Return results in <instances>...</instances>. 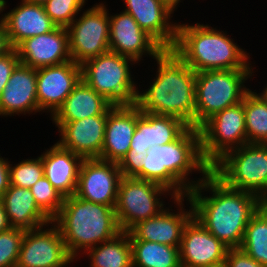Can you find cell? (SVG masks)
I'll return each instance as SVG.
<instances>
[{
  "label": "cell",
  "mask_w": 267,
  "mask_h": 267,
  "mask_svg": "<svg viewBox=\"0 0 267 267\" xmlns=\"http://www.w3.org/2000/svg\"><path fill=\"white\" fill-rule=\"evenodd\" d=\"M74 261L59 228L51 221L25 231L16 267H68Z\"/></svg>",
  "instance_id": "7c38bea8"
},
{
  "label": "cell",
  "mask_w": 267,
  "mask_h": 267,
  "mask_svg": "<svg viewBox=\"0 0 267 267\" xmlns=\"http://www.w3.org/2000/svg\"><path fill=\"white\" fill-rule=\"evenodd\" d=\"M155 62L156 77L148 89L138 90L135 104L140 111L174 116L195 128L196 72L172 50H163Z\"/></svg>",
  "instance_id": "3957f363"
},
{
  "label": "cell",
  "mask_w": 267,
  "mask_h": 267,
  "mask_svg": "<svg viewBox=\"0 0 267 267\" xmlns=\"http://www.w3.org/2000/svg\"><path fill=\"white\" fill-rule=\"evenodd\" d=\"M36 85L37 69L19 63L0 96V116L40 114Z\"/></svg>",
  "instance_id": "7402d4cb"
},
{
  "label": "cell",
  "mask_w": 267,
  "mask_h": 267,
  "mask_svg": "<svg viewBox=\"0 0 267 267\" xmlns=\"http://www.w3.org/2000/svg\"><path fill=\"white\" fill-rule=\"evenodd\" d=\"M24 234L14 227L0 232V267H16Z\"/></svg>",
  "instance_id": "e575fe53"
},
{
  "label": "cell",
  "mask_w": 267,
  "mask_h": 267,
  "mask_svg": "<svg viewBox=\"0 0 267 267\" xmlns=\"http://www.w3.org/2000/svg\"><path fill=\"white\" fill-rule=\"evenodd\" d=\"M9 161L10 185L22 188H31L39 179L44 176L42 159L37 158L23 159L16 165Z\"/></svg>",
  "instance_id": "1f68e13d"
},
{
  "label": "cell",
  "mask_w": 267,
  "mask_h": 267,
  "mask_svg": "<svg viewBox=\"0 0 267 267\" xmlns=\"http://www.w3.org/2000/svg\"><path fill=\"white\" fill-rule=\"evenodd\" d=\"M122 177L118 163L99 158L83 159L75 195L94 203L115 207Z\"/></svg>",
  "instance_id": "5bb4252c"
},
{
  "label": "cell",
  "mask_w": 267,
  "mask_h": 267,
  "mask_svg": "<svg viewBox=\"0 0 267 267\" xmlns=\"http://www.w3.org/2000/svg\"><path fill=\"white\" fill-rule=\"evenodd\" d=\"M20 63L34 69L71 61L69 33L65 27L22 41L16 48Z\"/></svg>",
  "instance_id": "d6986e66"
},
{
  "label": "cell",
  "mask_w": 267,
  "mask_h": 267,
  "mask_svg": "<svg viewBox=\"0 0 267 267\" xmlns=\"http://www.w3.org/2000/svg\"><path fill=\"white\" fill-rule=\"evenodd\" d=\"M228 247L213 236L196 218L185 225L181 245L182 267H211L224 265Z\"/></svg>",
  "instance_id": "e0dca14e"
},
{
  "label": "cell",
  "mask_w": 267,
  "mask_h": 267,
  "mask_svg": "<svg viewBox=\"0 0 267 267\" xmlns=\"http://www.w3.org/2000/svg\"><path fill=\"white\" fill-rule=\"evenodd\" d=\"M254 69L209 70L196 73L195 128L199 129L216 113L234 106L251 90L244 85Z\"/></svg>",
  "instance_id": "8992f818"
},
{
  "label": "cell",
  "mask_w": 267,
  "mask_h": 267,
  "mask_svg": "<svg viewBox=\"0 0 267 267\" xmlns=\"http://www.w3.org/2000/svg\"><path fill=\"white\" fill-rule=\"evenodd\" d=\"M250 90L243 99L248 143L267 144V103Z\"/></svg>",
  "instance_id": "4dcf8cb0"
},
{
  "label": "cell",
  "mask_w": 267,
  "mask_h": 267,
  "mask_svg": "<svg viewBox=\"0 0 267 267\" xmlns=\"http://www.w3.org/2000/svg\"><path fill=\"white\" fill-rule=\"evenodd\" d=\"M141 111L136 104L115 105L107 113L104 144L99 159L119 163L130 149Z\"/></svg>",
  "instance_id": "44dd1931"
},
{
  "label": "cell",
  "mask_w": 267,
  "mask_h": 267,
  "mask_svg": "<svg viewBox=\"0 0 267 267\" xmlns=\"http://www.w3.org/2000/svg\"><path fill=\"white\" fill-rule=\"evenodd\" d=\"M134 64L138 63L108 51L80 65L81 79L114 106L132 105L136 103L139 90L130 67Z\"/></svg>",
  "instance_id": "52a82bcc"
},
{
  "label": "cell",
  "mask_w": 267,
  "mask_h": 267,
  "mask_svg": "<svg viewBox=\"0 0 267 267\" xmlns=\"http://www.w3.org/2000/svg\"><path fill=\"white\" fill-rule=\"evenodd\" d=\"M52 221L59 228L69 255L76 262L82 256L80 254L122 232L115 207L94 203L75 194L64 198L59 214Z\"/></svg>",
  "instance_id": "5b68a950"
},
{
  "label": "cell",
  "mask_w": 267,
  "mask_h": 267,
  "mask_svg": "<svg viewBox=\"0 0 267 267\" xmlns=\"http://www.w3.org/2000/svg\"><path fill=\"white\" fill-rule=\"evenodd\" d=\"M7 7H8L7 1L6 0H0V17H2L3 11H5L7 9Z\"/></svg>",
  "instance_id": "7bdbcfd3"
},
{
  "label": "cell",
  "mask_w": 267,
  "mask_h": 267,
  "mask_svg": "<svg viewBox=\"0 0 267 267\" xmlns=\"http://www.w3.org/2000/svg\"><path fill=\"white\" fill-rule=\"evenodd\" d=\"M44 176L53 187L67 198L76 193L78 176L83 158L57 142L40 155Z\"/></svg>",
  "instance_id": "d4e9b609"
},
{
  "label": "cell",
  "mask_w": 267,
  "mask_h": 267,
  "mask_svg": "<svg viewBox=\"0 0 267 267\" xmlns=\"http://www.w3.org/2000/svg\"><path fill=\"white\" fill-rule=\"evenodd\" d=\"M211 267H224V265H216V266H211Z\"/></svg>",
  "instance_id": "7dc6e473"
},
{
  "label": "cell",
  "mask_w": 267,
  "mask_h": 267,
  "mask_svg": "<svg viewBox=\"0 0 267 267\" xmlns=\"http://www.w3.org/2000/svg\"><path fill=\"white\" fill-rule=\"evenodd\" d=\"M80 80L81 66L72 60L38 68L36 90L39 110L51 117Z\"/></svg>",
  "instance_id": "2e32d148"
},
{
  "label": "cell",
  "mask_w": 267,
  "mask_h": 267,
  "mask_svg": "<svg viewBox=\"0 0 267 267\" xmlns=\"http://www.w3.org/2000/svg\"><path fill=\"white\" fill-rule=\"evenodd\" d=\"M224 267H265L240 248L228 249Z\"/></svg>",
  "instance_id": "74e56055"
},
{
  "label": "cell",
  "mask_w": 267,
  "mask_h": 267,
  "mask_svg": "<svg viewBox=\"0 0 267 267\" xmlns=\"http://www.w3.org/2000/svg\"><path fill=\"white\" fill-rule=\"evenodd\" d=\"M239 248L267 267V205H262L251 217Z\"/></svg>",
  "instance_id": "f546056e"
},
{
  "label": "cell",
  "mask_w": 267,
  "mask_h": 267,
  "mask_svg": "<svg viewBox=\"0 0 267 267\" xmlns=\"http://www.w3.org/2000/svg\"><path fill=\"white\" fill-rule=\"evenodd\" d=\"M261 91L262 92L258 93V95L267 103V86H265Z\"/></svg>",
  "instance_id": "ee69618b"
},
{
  "label": "cell",
  "mask_w": 267,
  "mask_h": 267,
  "mask_svg": "<svg viewBox=\"0 0 267 267\" xmlns=\"http://www.w3.org/2000/svg\"><path fill=\"white\" fill-rule=\"evenodd\" d=\"M264 205H267V181L264 187Z\"/></svg>",
  "instance_id": "bcb514c9"
},
{
  "label": "cell",
  "mask_w": 267,
  "mask_h": 267,
  "mask_svg": "<svg viewBox=\"0 0 267 267\" xmlns=\"http://www.w3.org/2000/svg\"><path fill=\"white\" fill-rule=\"evenodd\" d=\"M187 198L193 217L229 249L241 246L248 222L262 206L255 194L228 187L211 171Z\"/></svg>",
  "instance_id": "6da1fadb"
},
{
  "label": "cell",
  "mask_w": 267,
  "mask_h": 267,
  "mask_svg": "<svg viewBox=\"0 0 267 267\" xmlns=\"http://www.w3.org/2000/svg\"><path fill=\"white\" fill-rule=\"evenodd\" d=\"M81 14L67 27L71 59L80 65L109 51L110 32L109 11L103 2Z\"/></svg>",
  "instance_id": "8fae6325"
},
{
  "label": "cell",
  "mask_w": 267,
  "mask_h": 267,
  "mask_svg": "<svg viewBox=\"0 0 267 267\" xmlns=\"http://www.w3.org/2000/svg\"><path fill=\"white\" fill-rule=\"evenodd\" d=\"M87 0H48L43 6L46 14L57 27L67 28L81 15L82 8Z\"/></svg>",
  "instance_id": "836d02e7"
},
{
  "label": "cell",
  "mask_w": 267,
  "mask_h": 267,
  "mask_svg": "<svg viewBox=\"0 0 267 267\" xmlns=\"http://www.w3.org/2000/svg\"><path fill=\"white\" fill-rule=\"evenodd\" d=\"M113 106L81 79L50 119L54 124H65L87 117L107 115Z\"/></svg>",
  "instance_id": "484cf974"
},
{
  "label": "cell",
  "mask_w": 267,
  "mask_h": 267,
  "mask_svg": "<svg viewBox=\"0 0 267 267\" xmlns=\"http://www.w3.org/2000/svg\"><path fill=\"white\" fill-rule=\"evenodd\" d=\"M211 25L177 24L175 52L194 72L254 69L249 53L230 35ZM228 34V35H227Z\"/></svg>",
  "instance_id": "277c9868"
},
{
  "label": "cell",
  "mask_w": 267,
  "mask_h": 267,
  "mask_svg": "<svg viewBox=\"0 0 267 267\" xmlns=\"http://www.w3.org/2000/svg\"><path fill=\"white\" fill-rule=\"evenodd\" d=\"M27 3L44 5L48 0H23Z\"/></svg>",
  "instance_id": "f6af8a7d"
},
{
  "label": "cell",
  "mask_w": 267,
  "mask_h": 267,
  "mask_svg": "<svg viewBox=\"0 0 267 267\" xmlns=\"http://www.w3.org/2000/svg\"><path fill=\"white\" fill-rule=\"evenodd\" d=\"M144 155L142 152H127L118 163L122 176L134 177L144 165Z\"/></svg>",
  "instance_id": "d590c367"
},
{
  "label": "cell",
  "mask_w": 267,
  "mask_h": 267,
  "mask_svg": "<svg viewBox=\"0 0 267 267\" xmlns=\"http://www.w3.org/2000/svg\"><path fill=\"white\" fill-rule=\"evenodd\" d=\"M166 195L172 200L175 198L172 192L155 182L123 176L115 206L121 230L128 232L138 222L159 214L166 208L165 201L162 200Z\"/></svg>",
  "instance_id": "9c48e42d"
},
{
  "label": "cell",
  "mask_w": 267,
  "mask_h": 267,
  "mask_svg": "<svg viewBox=\"0 0 267 267\" xmlns=\"http://www.w3.org/2000/svg\"><path fill=\"white\" fill-rule=\"evenodd\" d=\"M173 12L180 5L181 0H162ZM178 5V6H177Z\"/></svg>",
  "instance_id": "b9f144b4"
},
{
  "label": "cell",
  "mask_w": 267,
  "mask_h": 267,
  "mask_svg": "<svg viewBox=\"0 0 267 267\" xmlns=\"http://www.w3.org/2000/svg\"><path fill=\"white\" fill-rule=\"evenodd\" d=\"M184 199L190 205L189 209H185ZM172 202L176 204L177 212L171 205V209L166 207L156 216L138 222L128 231L129 239L180 247L184 227L193 217V208L187 196L175 197Z\"/></svg>",
  "instance_id": "4fadbf2b"
},
{
  "label": "cell",
  "mask_w": 267,
  "mask_h": 267,
  "mask_svg": "<svg viewBox=\"0 0 267 267\" xmlns=\"http://www.w3.org/2000/svg\"><path fill=\"white\" fill-rule=\"evenodd\" d=\"M109 26V51L139 63L145 55L154 60L164 50L124 11L115 15L109 14Z\"/></svg>",
  "instance_id": "9a60e30c"
},
{
  "label": "cell",
  "mask_w": 267,
  "mask_h": 267,
  "mask_svg": "<svg viewBox=\"0 0 267 267\" xmlns=\"http://www.w3.org/2000/svg\"><path fill=\"white\" fill-rule=\"evenodd\" d=\"M11 49L6 33V27L2 17H0V57Z\"/></svg>",
  "instance_id": "ab89813d"
},
{
  "label": "cell",
  "mask_w": 267,
  "mask_h": 267,
  "mask_svg": "<svg viewBox=\"0 0 267 267\" xmlns=\"http://www.w3.org/2000/svg\"><path fill=\"white\" fill-rule=\"evenodd\" d=\"M8 159L9 158L2 157L0 154V200L10 185Z\"/></svg>",
  "instance_id": "f35d334b"
},
{
  "label": "cell",
  "mask_w": 267,
  "mask_h": 267,
  "mask_svg": "<svg viewBox=\"0 0 267 267\" xmlns=\"http://www.w3.org/2000/svg\"><path fill=\"white\" fill-rule=\"evenodd\" d=\"M124 12L164 50H172L177 39V22H172L173 12L162 0H123Z\"/></svg>",
  "instance_id": "ac0fdd59"
},
{
  "label": "cell",
  "mask_w": 267,
  "mask_h": 267,
  "mask_svg": "<svg viewBox=\"0 0 267 267\" xmlns=\"http://www.w3.org/2000/svg\"><path fill=\"white\" fill-rule=\"evenodd\" d=\"M189 127L180 118L141 111L128 152L147 153L154 146L169 144Z\"/></svg>",
  "instance_id": "603a6c76"
},
{
  "label": "cell",
  "mask_w": 267,
  "mask_h": 267,
  "mask_svg": "<svg viewBox=\"0 0 267 267\" xmlns=\"http://www.w3.org/2000/svg\"><path fill=\"white\" fill-rule=\"evenodd\" d=\"M85 254L90 261L89 267H132V246L126 231L90 248Z\"/></svg>",
  "instance_id": "83f0119b"
},
{
  "label": "cell",
  "mask_w": 267,
  "mask_h": 267,
  "mask_svg": "<svg viewBox=\"0 0 267 267\" xmlns=\"http://www.w3.org/2000/svg\"><path fill=\"white\" fill-rule=\"evenodd\" d=\"M210 171L230 188L255 194L264 205L267 144L247 143L226 152Z\"/></svg>",
  "instance_id": "ba28073f"
},
{
  "label": "cell",
  "mask_w": 267,
  "mask_h": 267,
  "mask_svg": "<svg viewBox=\"0 0 267 267\" xmlns=\"http://www.w3.org/2000/svg\"><path fill=\"white\" fill-rule=\"evenodd\" d=\"M11 226L9 224V220L7 218V213L5 211L4 204L0 200V232H3L9 229Z\"/></svg>",
  "instance_id": "60d3db41"
},
{
  "label": "cell",
  "mask_w": 267,
  "mask_h": 267,
  "mask_svg": "<svg viewBox=\"0 0 267 267\" xmlns=\"http://www.w3.org/2000/svg\"><path fill=\"white\" fill-rule=\"evenodd\" d=\"M7 33V39L11 48H16L22 41L45 34L54 30L57 26L46 14L44 6L40 4L20 3L2 14Z\"/></svg>",
  "instance_id": "cb8c5ba5"
},
{
  "label": "cell",
  "mask_w": 267,
  "mask_h": 267,
  "mask_svg": "<svg viewBox=\"0 0 267 267\" xmlns=\"http://www.w3.org/2000/svg\"><path fill=\"white\" fill-rule=\"evenodd\" d=\"M29 189L38 207L53 220L59 214L64 197L53 187L45 176L39 179Z\"/></svg>",
  "instance_id": "d6a6232c"
},
{
  "label": "cell",
  "mask_w": 267,
  "mask_h": 267,
  "mask_svg": "<svg viewBox=\"0 0 267 267\" xmlns=\"http://www.w3.org/2000/svg\"><path fill=\"white\" fill-rule=\"evenodd\" d=\"M132 267H182L180 247L144 240H130Z\"/></svg>",
  "instance_id": "f1b7e54d"
},
{
  "label": "cell",
  "mask_w": 267,
  "mask_h": 267,
  "mask_svg": "<svg viewBox=\"0 0 267 267\" xmlns=\"http://www.w3.org/2000/svg\"><path fill=\"white\" fill-rule=\"evenodd\" d=\"M1 201L4 204L11 227L28 231L52 221L38 207L28 188L9 185Z\"/></svg>",
  "instance_id": "4316f807"
},
{
  "label": "cell",
  "mask_w": 267,
  "mask_h": 267,
  "mask_svg": "<svg viewBox=\"0 0 267 267\" xmlns=\"http://www.w3.org/2000/svg\"><path fill=\"white\" fill-rule=\"evenodd\" d=\"M192 172L201 173L202 177L195 181L189 178ZM209 172L210 166L201 155L200 131L189 127L177 140L150 148L142 169L134 177L155 182L175 197H185Z\"/></svg>",
  "instance_id": "7a4b0ae2"
},
{
  "label": "cell",
  "mask_w": 267,
  "mask_h": 267,
  "mask_svg": "<svg viewBox=\"0 0 267 267\" xmlns=\"http://www.w3.org/2000/svg\"><path fill=\"white\" fill-rule=\"evenodd\" d=\"M20 63L16 49L11 48L0 57V96L15 67Z\"/></svg>",
  "instance_id": "8d00e7d4"
},
{
  "label": "cell",
  "mask_w": 267,
  "mask_h": 267,
  "mask_svg": "<svg viewBox=\"0 0 267 267\" xmlns=\"http://www.w3.org/2000/svg\"><path fill=\"white\" fill-rule=\"evenodd\" d=\"M199 131L201 155L210 167L226 152L247 144L243 100L213 115Z\"/></svg>",
  "instance_id": "30bf717a"
},
{
  "label": "cell",
  "mask_w": 267,
  "mask_h": 267,
  "mask_svg": "<svg viewBox=\"0 0 267 267\" xmlns=\"http://www.w3.org/2000/svg\"><path fill=\"white\" fill-rule=\"evenodd\" d=\"M106 121L107 115H98L54 124L60 136L57 143L83 159L99 158L104 144Z\"/></svg>",
  "instance_id": "ffe728a7"
}]
</instances>
